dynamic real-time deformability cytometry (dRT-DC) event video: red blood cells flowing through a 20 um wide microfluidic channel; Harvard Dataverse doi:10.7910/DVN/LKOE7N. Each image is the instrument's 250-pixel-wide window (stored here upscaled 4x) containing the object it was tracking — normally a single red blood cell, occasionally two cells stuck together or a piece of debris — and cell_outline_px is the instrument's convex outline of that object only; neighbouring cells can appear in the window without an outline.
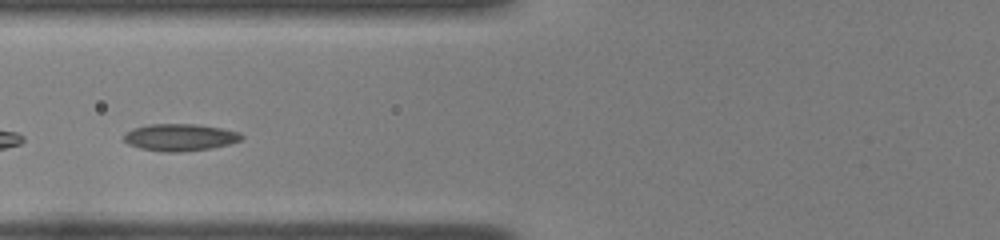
{"species": "common noctule bat (a hibernating species)", "species_latin": "Nyctalus noctula", "temperature_condition": "room temperature", "stored_images_in_passage": 36, "camera_frame_rate_fps": 3000, "um_per_image_px": 0.085, "animal": {"sex": "female", "body_mass_g": 22.0, "forearm_length_mm": 56.7}, "frame": {"image": 1, "passage_image": 7, "time_ms": 2.0, "image_size_px": [1000, 240], "cell_outline_px": [[244, 136], [240, 140], [228, 144], [212, 148], [180, 152], [164, 152], [140, 148], [128, 144], [124, 140], [124, 136], [132, 128], [148, 124], [196, 124], [220, 128], [240, 132]], "centroid_in_image_um": [15.29, 11.67], "position_along_channel_um": 110.5, "area_um2": 18.5}}
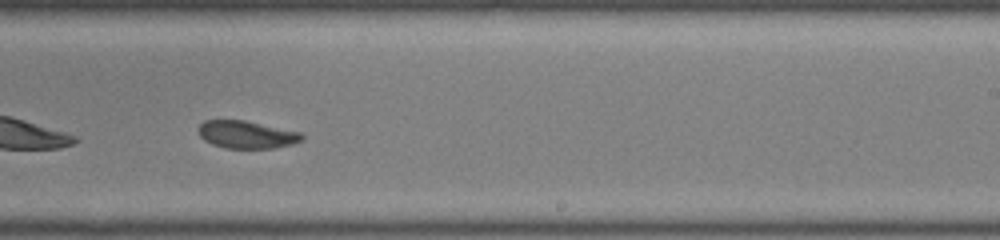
{"frame": {"image": 2, "passage_image": 19, "time_ms": 6.0, "image_size_px": [1000, 240], "cell_outline_px": [[304, 140], [292, 144], [276, 148], [224, 148], [212, 144], [204, 140], [200, 136], [196, 128], [204, 120], [244, 120], [300, 132], [304, 136]], "centroid_in_image_um": [20.94, 11.44], "position_along_channel_um": 268.1, "area_um2": 16.76}}
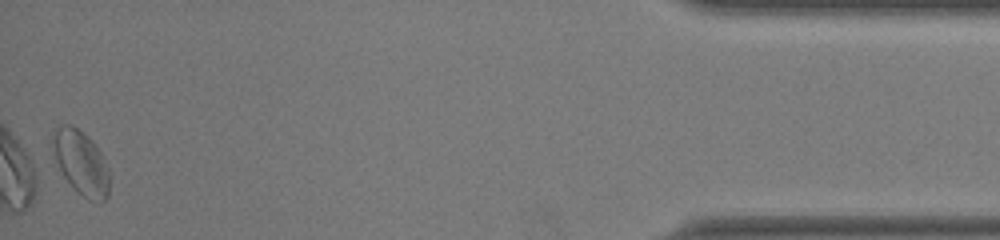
{"frame": {"image": 3, "passage_image": 36, "time_ms": 11.667, "image_size_px": [1000, 240], "cell_outline_px": [[108, 196], [100, 204], [88, 200], [76, 192], [64, 176], [52, 152], [52, 140], [56, 128], [60, 124], [72, 124], [84, 132], [92, 140], [100, 152], [108, 168]], "centroid_in_image_um": [6.88, 13.83], "position_along_channel_um": 428.3, "area_um2": 21.33}, "authors_computed_cell_mechanics": {"area_um2": 17.7446, "velocity_mm_per_s": 3.9461, "shape_relaxation_time_tau1_ms": null, "shape_relaxation_time_tau2_ms": 1.2398, "deformation_change_tau1": null, "deformation_change_tau2": 0.0561}}